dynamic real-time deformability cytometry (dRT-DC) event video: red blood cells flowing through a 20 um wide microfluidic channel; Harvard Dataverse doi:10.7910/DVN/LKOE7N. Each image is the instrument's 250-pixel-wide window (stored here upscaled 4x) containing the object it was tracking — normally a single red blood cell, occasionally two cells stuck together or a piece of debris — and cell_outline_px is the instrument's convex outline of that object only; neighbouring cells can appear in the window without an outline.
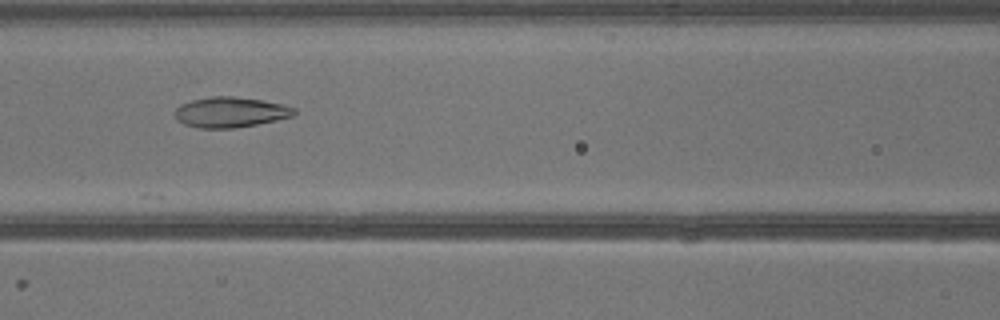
{"species": "common noctule bat (a hibernating species)", "species_latin": "Nyctalus noctula", "temperature_condition": "warm", "stored_images_in_passage": 40, "camera_frame_rate_fps": 3000, "um_per_image_px": 0.085, "animal": {"sex": "male", "body_mass_g": 13.3}, "frame": {"image": 1, "passage_image": 18, "time_ms": 5.667, "image_size_px": [1000, 320], "cell_outline_px": [[296, 112], [292, 116], [276, 120], [256, 124], [232, 128], [196, 128], [184, 124], [176, 120], [176, 108], [180, 104], [192, 100], [212, 96], [232, 96], [260, 100], [280, 104], [296, 108]], "centroid_in_image_um": [19.55, 9.54], "position_along_channel_um": 147.1, "area_um2": 20.92}}
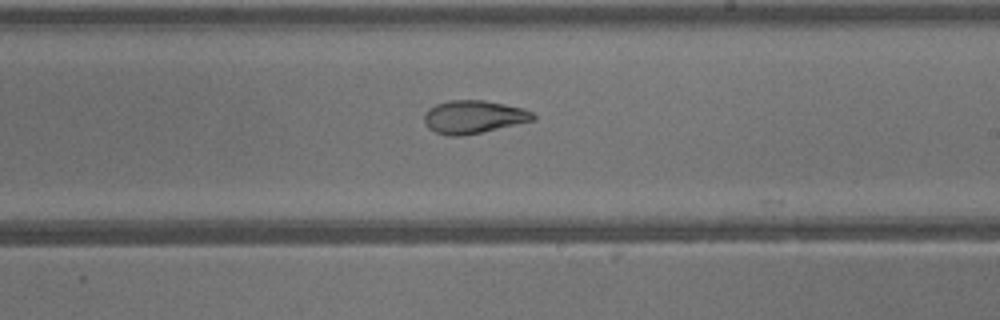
{"frame": {"image": 2, "passage_image": 24, "time_ms": 7.667, "image_size_px": [1000, 320], "cell_outline_px": [[536, 120], [480, 132], [460, 136], [448, 136], [436, 132], [428, 128], [424, 124], [424, 116], [428, 108], [436, 104], [448, 100], [484, 100], [504, 104], [520, 108], [532, 112], [536, 116]], "centroid_in_image_um": [40.22, 9.93], "position_along_channel_um": 248.8, "area_um2": 20.87}}
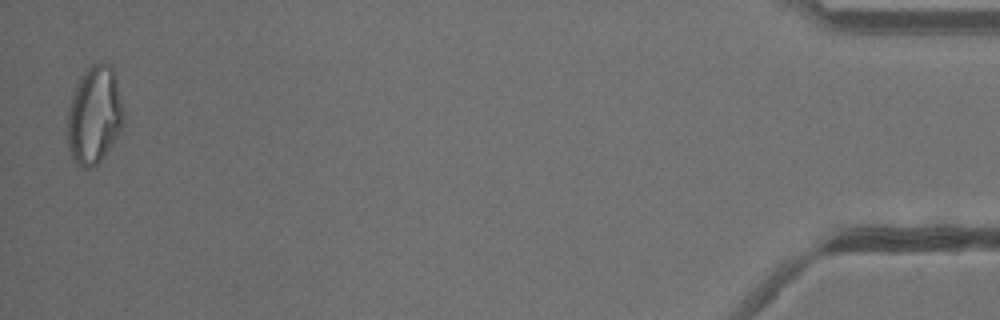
{"frame": {"image": 3, "passage_image": 40, "time_ms": 13.0, "image_size_px": [1000, 320], "cell_outline_px": [[124, 120], [112, 144], [104, 156], [92, 168], [84, 168], [76, 164], [68, 148], [68, 108], [72, 96], [84, 72], [92, 64], [108, 64], [112, 68], [116, 80], [124, 112]], "centroid_in_image_um": [8.01, 9.83], "position_along_channel_um": 427.2, "area_um2": 31.33}}